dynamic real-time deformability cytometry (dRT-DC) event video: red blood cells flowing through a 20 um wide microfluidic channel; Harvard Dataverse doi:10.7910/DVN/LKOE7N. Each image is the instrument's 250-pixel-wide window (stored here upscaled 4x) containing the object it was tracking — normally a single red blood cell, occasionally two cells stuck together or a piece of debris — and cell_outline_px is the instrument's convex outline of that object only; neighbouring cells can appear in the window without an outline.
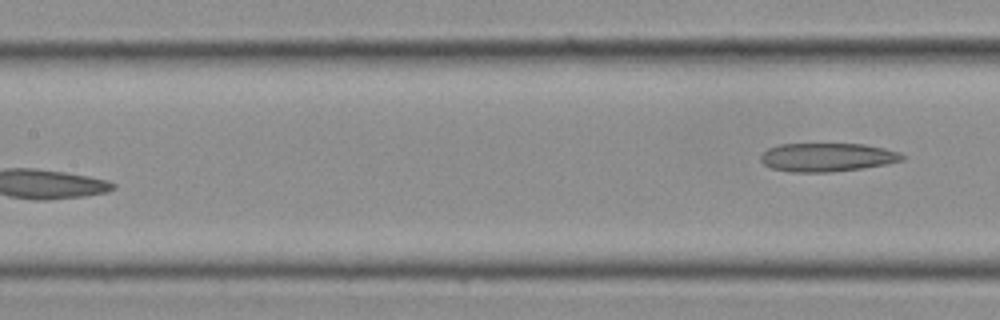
{"species": "Egyptian fruit bat (a non-hibernating species)", "species_latin": "Rousettus aegyptiacus", "temperature_condition": "cold", "stored_images_in_passage": 14, "segment_of_instrument_passage": [2, 2], "camera_frame_rate_fps": 3000, "um_per_image_px": 0.085, "frame": {"image": 1, "passage_image": 14, "time_ms": 4.333, "image_size_px": [1000, 320], "cell_outline_px": [[908, 156], [904, 160], [888, 164], [832, 172], [788, 172], [772, 168], [764, 164], [760, 160], [760, 156], [768, 148], [780, 144], [864, 144], [884, 148], [900, 152]], "centroid_in_image_um": [70.34, 13.37], "position_along_channel_um": 137.1, "area_um2": 23.7}}